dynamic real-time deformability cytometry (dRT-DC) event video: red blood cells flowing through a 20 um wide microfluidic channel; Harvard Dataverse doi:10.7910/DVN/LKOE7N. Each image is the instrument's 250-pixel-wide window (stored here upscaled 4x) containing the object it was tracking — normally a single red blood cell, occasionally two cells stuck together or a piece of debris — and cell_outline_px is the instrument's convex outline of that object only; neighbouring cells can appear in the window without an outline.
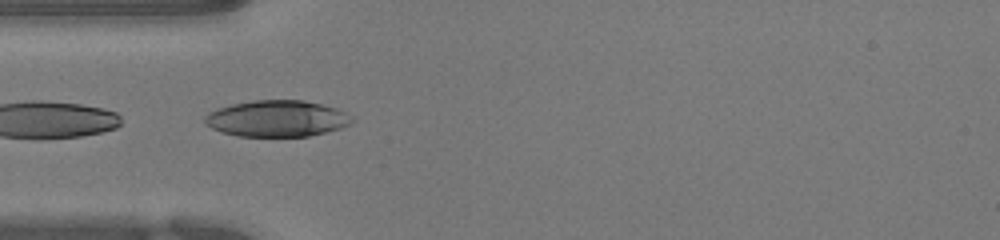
{"species": "human", "species_latin": "Homo sapiens", "temperature_condition": "warm", "stored_images_in_passage": 28, "segment_of_instrument_passage": [2, 2], "camera_frame_rate_fps": 3000, "um_per_image_px": 0.085, "donor": {"sex": "female"}, "frame": {"image": 1, "passage_image": 14, "time_ms": 4.333, "image_size_px": [1000, 240], "cell_outline_px": [[356, 120], [352, 124], [340, 128], [308, 136], [236, 136], [220, 132], [204, 124], [204, 116], [208, 112], [216, 108], [232, 104], [252, 100], [304, 100], [336, 108], [352, 116]], "centroid_in_image_um": [23.51, 10.07], "position_along_channel_um": 61.5, "area_um2": 31.39}}
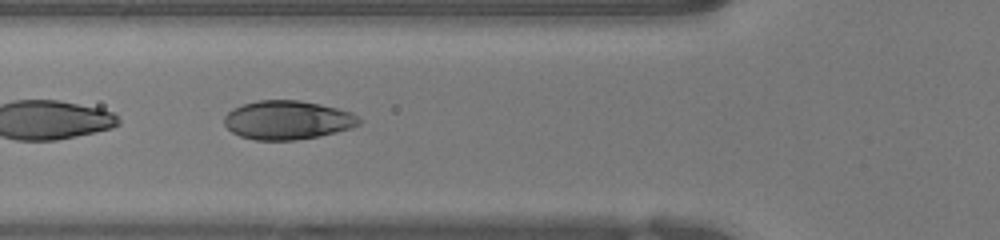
{"frame": {"image": 2, "passage_image": 17, "time_ms": 5.333, "image_size_px": [1000, 240], "cell_outline_px": [[360, 124], [352, 128], [320, 136], [296, 140], [256, 140], [240, 136], [232, 132], [224, 124], [224, 116], [232, 108], [244, 104], [260, 100], [300, 100], [320, 104], [352, 112], [360, 120]], "centroid_in_image_um": [24.43, 10.21], "position_along_channel_um": 101.4, "area_um2": 30.52}}
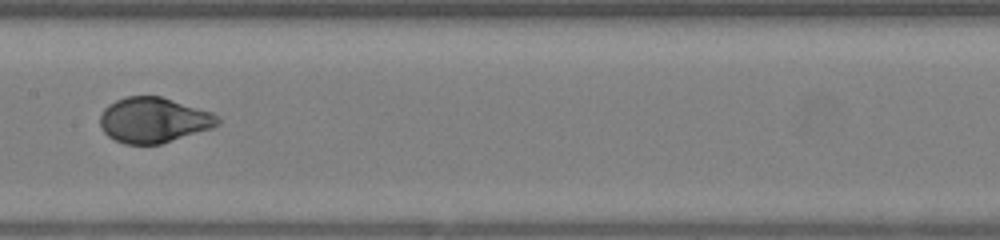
{"frame": {"image": 3, "passage_image": 24, "time_ms": 7.667, "image_size_px": [1000, 240], "cell_outline_px": [[220, 124], [212, 128], [160, 144], [124, 144], [108, 136], [104, 132], [100, 124], [100, 116], [104, 108], [108, 104], [116, 100], [128, 96], [160, 96], [212, 112], [220, 120]], "centroid_in_image_um": [13.05, 10.2], "position_along_channel_um": 194.4, "area_um2": 30.92}}